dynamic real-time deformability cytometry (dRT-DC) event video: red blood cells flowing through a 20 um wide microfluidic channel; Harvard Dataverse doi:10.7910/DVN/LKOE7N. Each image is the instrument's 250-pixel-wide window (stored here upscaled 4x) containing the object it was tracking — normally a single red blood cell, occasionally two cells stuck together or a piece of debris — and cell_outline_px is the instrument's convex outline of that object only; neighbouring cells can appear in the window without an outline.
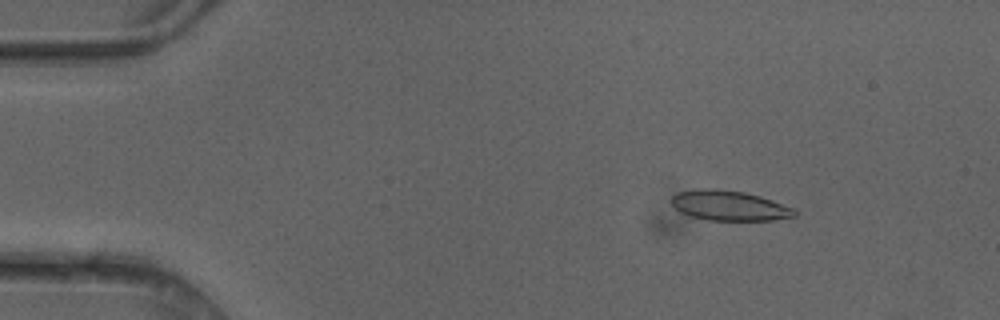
{"species": "common noctule bat (a hibernating species)", "species_latin": "Nyctalus noctula", "temperature_condition": "cold", "stored_images_in_passage": 49, "camera_frame_rate_fps": 3000, "um_per_image_px": 0.085, "animal": {"sex": "female"}, "frame": {"image": 1, "passage_image": 7, "time_ms": 2.0, "image_size_px": [1000, 320], "cell_outline_px": [[796, 216], [772, 220], [708, 220], [692, 216], [680, 212], [668, 200], [676, 192], [704, 188], [716, 188], [744, 192], [760, 196], [772, 200], [792, 208], [796, 212]], "centroid_in_image_um": [61.94, 17.46], "position_along_channel_um": 23.1, "area_um2": 21.5}}
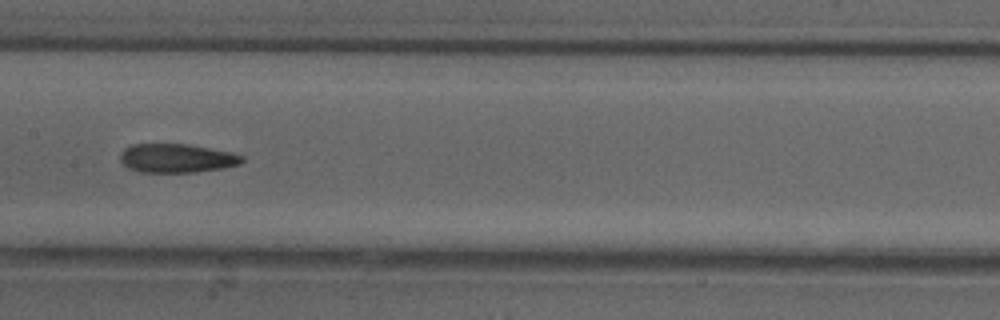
{"frame": {"image": 2, "passage_image": 25, "time_ms": 8.0, "image_size_px": [1000, 320], "cell_outline_px": [[244, 160], [240, 164], [224, 168], [196, 172], [140, 172], [128, 168], [120, 160], [120, 152], [124, 148], [132, 144], [188, 144], [232, 152], [244, 156]], "centroid_in_image_um": [15.03, 13.44], "position_along_channel_um": 192.4, "area_um2": 20.63}}
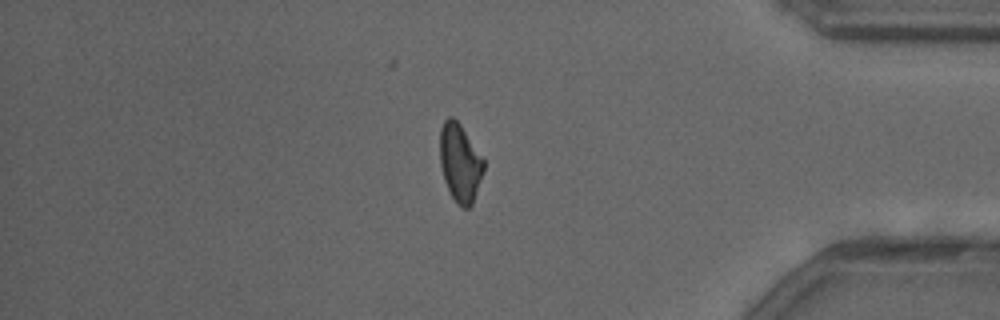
{"frame": {"image": 3, "passage_image": 42, "time_ms": 13.667, "image_size_px": [1000, 320], "cell_outline_px": [[484, 168], [472, 204], [468, 208], [464, 208], [456, 204], [444, 180], [440, 164], [440, 128], [444, 120], [448, 116], [452, 116], [460, 124], [484, 160]], "centroid_in_image_um": [39.08, 13.82], "position_along_channel_um": 396.1, "area_um2": 19.71}, "authors_computed_cell_mechanics": {"area_um2": 20.9236, "velocity_mm_per_s": 4.1505, "shape_relaxation_time_tau1_ms": null, "shape_relaxation_time_tau2_ms": 2.8462, "deformation_change_tau1": null, "deformation_change_tau2": 0.104}}